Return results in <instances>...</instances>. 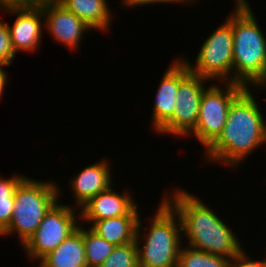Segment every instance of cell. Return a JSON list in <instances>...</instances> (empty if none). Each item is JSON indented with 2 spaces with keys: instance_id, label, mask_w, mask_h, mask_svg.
Wrapping results in <instances>:
<instances>
[{
  "instance_id": "obj_1",
  "label": "cell",
  "mask_w": 266,
  "mask_h": 267,
  "mask_svg": "<svg viewBox=\"0 0 266 267\" xmlns=\"http://www.w3.org/2000/svg\"><path fill=\"white\" fill-rule=\"evenodd\" d=\"M252 91L246 88L230 105L221 134L202 154L208 165L218 163L236 170L266 145V118Z\"/></svg>"
},
{
  "instance_id": "obj_2",
  "label": "cell",
  "mask_w": 266,
  "mask_h": 267,
  "mask_svg": "<svg viewBox=\"0 0 266 267\" xmlns=\"http://www.w3.org/2000/svg\"><path fill=\"white\" fill-rule=\"evenodd\" d=\"M176 188L173 191L166 190L170 194L164 192L162 198L180 217L182 235L187 239L184 245L229 259L237 255L244 246L234 229L203 199H199L184 187Z\"/></svg>"
},
{
  "instance_id": "obj_3",
  "label": "cell",
  "mask_w": 266,
  "mask_h": 267,
  "mask_svg": "<svg viewBox=\"0 0 266 267\" xmlns=\"http://www.w3.org/2000/svg\"><path fill=\"white\" fill-rule=\"evenodd\" d=\"M233 4L225 18L233 33V82L262 92L266 90V34L249 0H234Z\"/></svg>"
},
{
  "instance_id": "obj_4",
  "label": "cell",
  "mask_w": 266,
  "mask_h": 267,
  "mask_svg": "<svg viewBox=\"0 0 266 267\" xmlns=\"http://www.w3.org/2000/svg\"><path fill=\"white\" fill-rule=\"evenodd\" d=\"M160 200L146 225L141 216L138 219L135 238L138 267H177L181 247L186 243L182 241L185 238L179 215L163 198Z\"/></svg>"
},
{
  "instance_id": "obj_5",
  "label": "cell",
  "mask_w": 266,
  "mask_h": 267,
  "mask_svg": "<svg viewBox=\"0 0 266 267\" xmlns=\"http://www.w3.org/2000/svg\"><path fill=\"white\" fill-rule=\"evenodd\" d=\"M61 193V187L56 181H40L27 176L16 189L13 215L0 237L16 234L22 247L35 233L48 211L64 195Z\"/></svg>"
},
{
  "instance_id": "obj_6",
  "label": "cell",
  "mask_w": 266,
  "mask_h": 267,
  "mask_svg": "<svg viewBox=\"0 0 266 267\" xmlns=\"http://www.w3.org/2000/svg\"><path fill=\"white\" fill-rule=\"evenodd\" d=\"M201 44L193 64L181 58L194 75L210 82H233V33L231 24L225 19Z\"/></svg>"
},
{
  "instance_id": "obj_7",
  "label": "cell",
  "mask_w": 266,
  "mask_h": 267,
  "mask_svg": "<svg viewBox=\"0 0 266 267\" xmlns=\"http://www.w3.org/2000/svg\"><path fill=\"white\" fill-rule=\"evenodd\" d=\"M214 83L204 90L196 127L186 137H195L204 151L221 134L230 105L246 89L245 86L234 82H220L222 85Z\"/></svg>"
},
{
  "instance_id": "obj_8",
  "label": "cell",
  "mask_w": 266,
  "mask_h": 267,
  "mask_svg": "<svg viewBox=\"0 0 266 267\" xmlns=\"http://www.w3.org/2000/svg\"><path fill=\"white\" fill-rule=\"evenodd\" d=\"M59 199L45 215L35 233L22 246L31 263L39 262L56 249L81 223L79 210L69 203L62 204V198Z\"/></svg>"
},
{
  "instance_id": "obj_9",
  "label": "cell",
  "mask_w": 266,
  "mask_h": 267,
  "mask_svg": "<svg viewBox=\"0 0 266 267\" xmlns=\"http://www.w3.org/2000/svg\"><path fill=\"white\" fill-rule=\"evenodd\" d=\"M208 81L190 73L179 84L173 116L156 133L186 139L196 127L201 98L206 86L210 85Z\"/></svg>"
},
{
  "instance_id": "obj_10",
  "label": "cell",
  "mask_w": 266,
  "mask_h": 267,
  "mask_svg": "<svg viewBox=\"0 0 266 267\" xmlns=\"http://www.w3.org/2000/svg\"><path fill=\"white\" fill-rule=\"evenodd\" d=\"M44 29L60 45L70 51L79 49L85 33L92 29L74 13L66 9L57 0H49L42 6Z\"/></svg>"
},
{
  "instance_id": "obj_11",
  "label": "cell",
  "mask_w": 266,
  "mask_h": 267,
  "mask_svg": "<svg viewBox=\"0 0 266 267\" xmlns=\"http://www.w3.org/2000/svg\"><path fill=\"white\" fill-rule=\"evenodd\" d=\"M186 62L179 56L169 64L155 92L151 113V131L157 132L172 116L176 106L179 84L190 74Z\"/></svg>"
},
{
  "instance_id": "obj_12",
  "label": "cell",
  "mask_w": 266,
  "mask_h": 267,
  "mask_svg": "<svg viewBox=\"0 0 266 267\" xmlns=\"http://www.w3.org/2000/svg\"><path fill=\"white\" fill-rule=\"evenodd\" d=\"M113 185L98 193L79 209L80 220L97 221L120 216H140L138 202L131 191L116 192Z\"/></svg>"
},
{
  "instance_id": "obj_13",
  "label": "cell",
  "mask_w": 266,
  "mask_h": 267,
  "mask_svg": "<svg viewBox=\"0 0 266 267\" xmlns=\"http://www.w3.org/2000/svg\"><path fill=\"white\" fill-rule=\"evenodd\" d=\"M5 11V12H4ZM4 13L16 16L13 25L7 22L12 46L17 53L39 51L43 39L44 16L42 7L7 9Z\"/></svg>"
},
{
  "instance_id": "obj_14",
  "label": "cell",
  "mask_w": 266,
  "mask_h": 267,
  "mask_svg": "<svg viewBox=\"0 0 266 267\" xmlns=\"http://www.w3.org/2000/svg\"><path fill=\"white\" fill-rule=\"evenodd\" d=\"M111 164L107 158H102L74 174L68 186L74 198L73 205L70 204L72 207L79 210L98 193L114 185Z\"/></svg>"
},
{
  "instance_id": "obj_15",
  "label": "cell",
  "mask_w": 266,
  "mask_h": 267,
  "mask_svg": "<svg viewBox=\"0 0 266 267\" xmlns=\"http://www.w3.org/2000/svg\"><path fill=\"white\" fill-rule=\"evenodd\" d=\"M56 249L43 257L39 267H87L83 242V224Z\"/></svg>"
},
{
  "instance_id": "obj_16",
  "label": "cell",
  "mask_w": 266,
  "mask_h": 267,
  "mask_svg": "<svg viewBox=\"0 0 266 267\" xmlns=\"http://www.w3.org/2000/svg\"><path fill=\"white\" fill-rule=\"evenodd\" d=\"M92 30L110 32L114 19L107 0H57Z\"/></svg>"
},
{
  "instance_id": "obj_17",
  "label": "cell",
  "mask_w": 266,
  "mask_h": 267,
  "mask_svg": "<svg viewBox=\"0 0 266 267\" xmlns=\"http://www.w3.org/2000/svg\"><path fill=\"white\" fill-rule=\"evenodd\" d=\"M139 216H120L97 221H84L89 223L90 229L106 241L115 246L135 241Z\"/></svg>"
},
{
  "instance_id": "obj_18",
  "label": "cell",
  "mask_w": 266,
  "mask_h": 267,
  "mask_svg": "<svg viewBox=\"0 0 266 267\" xmlns=\"http://www.w3.org/2000/svg\"><path fill=\"white\" fill-rule=\"evenodd\" d=\"M83 242L87 267H99L110 256L115 245L88 228L83 227Z\"/></svg>"
},
{
  "instance_id": "obj_19",
  "label": "cell",
  "mask_w": 266,
  "mask_h": 267,
  "mask_svg": "<svg viewBox=\"0 0 266 267\" xmlns=\"http://www.w3.org/2000/svg\"><path fill=\"white\" fill-rule=\"evenodd\" d=\"M230 259L200 251L188 246H182L177 267H229Z\"/></svg>"
},
{
  "instance_id": "obj_20",
  "label": "cell",
  "mask_w": 266,
  "mask_h": 267,
  "mask_svg": "<svg viewBox=\"0 0 266 267\" xmlns=\"http://www.w3.org/2000/svg\"><path fill=\"white\" fill-rule=\"evenodd\" d=\"M99 267H138L136 241L115 246L110 256Z\"/></svg>"
},
{
  "instance_id": "obj_21",
  "label": "cell",
  "mask_w": 266,
  "mask_h": 267,
  "mask_svg": "<svg viewBox=\"0 0 266 267\" xmlns=\"http://www.w3.org/2000/svg\"><path fill=\"white\" fill-rule=\"evenodd\" d=\"M16 55L7 22L0 18V65L12 66Z\"/></svg>"
},
{
  "instance_id": "obj_22",
  "label": "cell",
  "mask_w": 266,
  "mask_h": 267,
  "mask_svg": "<svg viewBox=\"0 0 266 267\" xmlns=\"http://www.w3.org/2000/svg\"><path fill=\"white\" fill-rule=\"evenodd\" d=\"M24 174H13L10 177L0 176V200L14 198L18 185L26 178Z\"/></svg>"
},
{
  "instance_id": "obj_23",
  "label": "cell",
  "mask_w": 266,
  "mask_h": 267,
  "mask_svg": "<svg viewBox=\"0 0 266 267\" xmlns=\"http://www.w3.org/2000/svg\"><path fill=\"white\" fill-rule=\"evenodd\" d=\"M246 252L243 248L237 255L231 258L229 267H266V254L261 260H253V257L250 259V254Z\"/></svg>"
},
{
  "instance_id": "obj_24",
  "label": "cell",
  "mask_w": 266,
  "mask_h": 267,
  "mask_svg": "<svg viewBox=\"0 0 266 267\" xmlns=\"http://www.w3.org/2000/svg\"><path fill=\"white\" fill-rule=\"evenodd\" d=\"M121 2V6L124 7L125 9L129 8L128 10H130L131 8H136L137 6H145V5H152L154 6V4H159L161 3V5L163 4H180L181 6L185 4V6L189 5H195L194 2L192 0H120Z\"/></svg>"
},
{
  "instance_id": "obj_25",
  "label": "cell",
  "mask_w": 266,
  "mask_h": 267,
  "mask_svg": "<svg viewBox=\"0 0 266 267\" xmlns=\"http://www.w3.org/2000/svg\"><path fill=\"white\" fill-rule=\"evenodd\" d=\"M15 198L0 200V234L9 226L12 215Z\"/></svg>"
},
{
  "instance_id": "obj_26",
  "label": "cell",
  "mask_w": 266,
  "mask_h": 267,
  "mask_svg": "<svg viewBox=\"0 0 266 267\" xmlns=\"http://www.w3.org/2000/svg\"><path fill=\"white\" fill-rule=\"evenodd\" d=\"M49 0H2V11L7 9L38 8Z\"/></svg>"
},
{
  "instance_id": "obj_27",
  "label": "cell",
  "mask_w": 266,
  "mask_h": 267,
  "mask_svg": "<svg viewBox=\"0 0 266 267\" xmlns=\"http://www.w3.org/2000/svg\"><path fill=\"white\" fill-rule=\"evenodd\" d=\"M10 67V66H6V65H0V100H2L1 98H3V94L6 88V85L8 84L9 81V74L8 72L5 70V68Z\"/></svg>"
},
{
  "instance_id": "obj_28",
  "label": "cell",
  "mask_w": 266,
  "mask_h": 267,
  "mask_svg": "<svg viewBox=\"0 0 266 267\" xmlns=\"http://www.w3.org/2000/svg\"><path fill=\"white\" fill-rule=\"evenodd\" d=\"M0 11H2V0H0Z\"/></svg>"
}]
</instances>
